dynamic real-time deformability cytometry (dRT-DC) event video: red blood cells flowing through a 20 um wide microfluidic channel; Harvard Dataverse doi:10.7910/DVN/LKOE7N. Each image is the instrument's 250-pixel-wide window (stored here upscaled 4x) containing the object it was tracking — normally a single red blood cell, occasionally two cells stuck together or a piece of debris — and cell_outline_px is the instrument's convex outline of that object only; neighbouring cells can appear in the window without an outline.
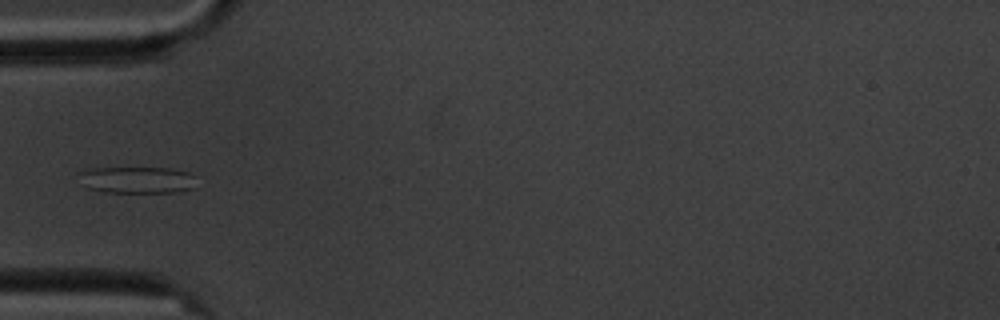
{"species": "common noctule bat (a hibernating species)", "species_latin": "Nyctalus noctula", "temperature_condition": "cold", "stored_images_in_passage": 10, "camera_frame_rate_fps": 3000, "um_per_image_px": 0.085, "animal": {"sex": "male", "body_mass_g": 20.1, "forearm_length_mm": 53.5}, "frame": {"image": 1, "passage_image": 4, "time_ms": 3.333, "image_size_px": [1000, 320], "cell_outline_px": [[196, 188], [176, 192], [104, 192], [88, 188], [80, 172], [84, 168], [168, 168], [188, 172], [196, 176]], "centroid_in_image_um": [11.76, 15.29], "position_along_channel_um": 73.2, "area_um2": 18.21}}
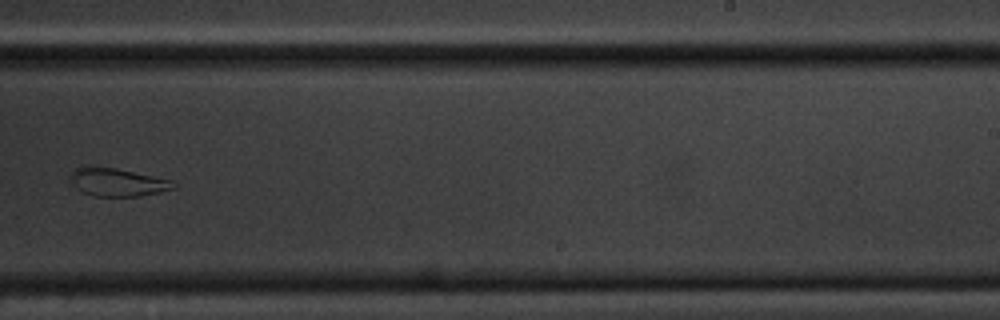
{"frame": {"image": 2, "passage_image": 9, "time_ms": 9.333, "image_size_px": [1000, 320], "cell_outline_px": [[176, 188], [160, 192], [140, 196], [92, 196], [80, 192], [76, 188], [68, 176], [76, 168], [116, 168], [152, 176], [168, 180], [176, 184]], "centroid_in_image_um": [9.97, 15.52], "position_along_channel_um": 279.0, "area_um2": 16.47}}
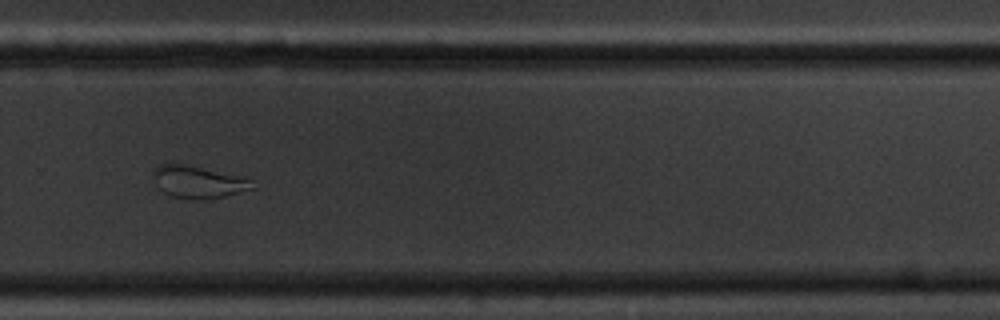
{"frame": {"image": 3, "passage_image": 10, "time_ms": 10.333, "image_size_px": [1000, 320], "cell_outline_px": [[256, 188], [224, 196], [172, 196], [164, 192], [160, 188], [152, 172], [160, 164], [184, 164], [236, 176], [252, 180]], "centroid_in_image_um": [16.86, 15.42], "position_along_channel_um": 312.9, "area_um2": 17.22}}